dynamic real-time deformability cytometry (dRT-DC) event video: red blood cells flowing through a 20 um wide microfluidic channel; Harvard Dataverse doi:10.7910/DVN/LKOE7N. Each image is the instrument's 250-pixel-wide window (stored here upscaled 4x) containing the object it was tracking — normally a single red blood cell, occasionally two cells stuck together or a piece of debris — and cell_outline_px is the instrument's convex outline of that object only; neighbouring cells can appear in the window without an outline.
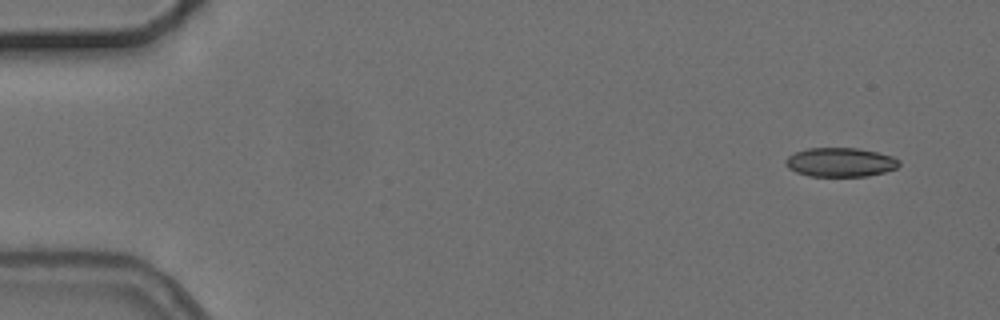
{"species": "common noctule bat (a hibernating species)", "species_latin": "Nyctalus noctula", "temperature_condition": "cold", "stored_images_in_passage": 4, "camera_frame_rate_fps": 3000, "um_per_image_px": 0.085, "animal": {"sex": "female", "body_mass_g": 24.6, "forearm_length_mm": 56.2}, "frame": {"image": 1, "passage_image": 1, "time_ms": 0.0, "image_size_px": [1000, 320], "cell_outline_px": [[900, 164], [896, 168], [884, 172], [868, 176], [812, 176], [796, 172], [788, 168], [784, 164], [784, 160], [788, 156], [796, 152], [808, 148], [860, 148], [892, 156], [900, 160]], "centroid_in_image_um": [71.42, 13.79], "position_along_channel_um": 13.6, "area_um2": 19.25}}
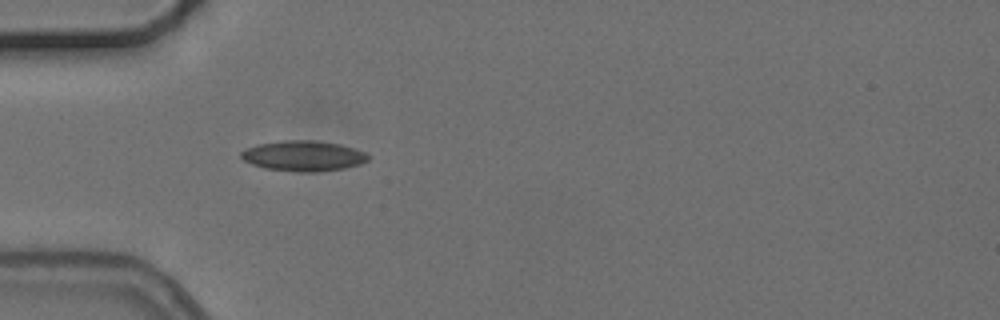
{"frame": {"image": 2, "passage_image": 4, "time_ms": 4.333, "image_size_px": [1000, 320], "cell_outline_px": [[368, 160], [360, 164], [344, 168], [316, 172], [300, 172], [264, 168], [252, 164], [244, 160], [240, 156], [240, 152], [248, 148], [260, 144], [284, 140], [312, 140], [340, 144], [364, 152], [368, 156]], "centroid_in_image_um": [25.78, 13.25], "position_along_channel_um": 59.2, "area_um2": 22.25}}